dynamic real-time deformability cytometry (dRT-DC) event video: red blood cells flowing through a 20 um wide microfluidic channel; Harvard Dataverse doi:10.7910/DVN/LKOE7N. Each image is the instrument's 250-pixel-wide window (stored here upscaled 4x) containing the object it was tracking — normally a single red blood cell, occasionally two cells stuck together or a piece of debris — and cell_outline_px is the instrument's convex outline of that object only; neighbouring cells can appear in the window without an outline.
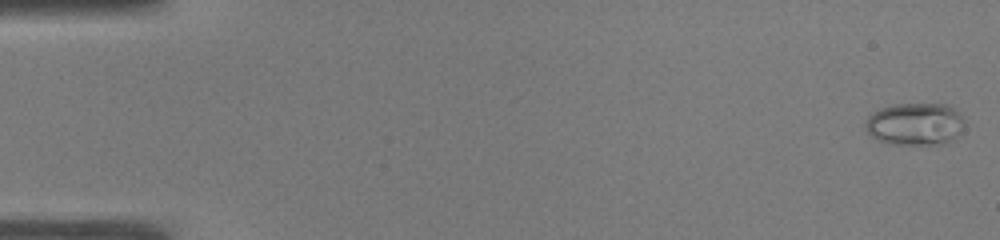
{"species": "common noctule bat (a hibernating species)", "species_latin": "Nyctalus noctula", "temperature_condition": "warm", "stored_images_in_passage": 52, "camera_frame_rate_fps": 3000, "um_per_image_px": 0.085, "animal": {"sex": "male", "body_mass_g": 19.0, "forearm_length_mm": 50.8}, "frame": {"image": 1, "passage_image": 1, "time_ms": 0.0, "image_size_px": [1000, 240], "cell_outline_px": [[964, 124], [960, 132], [944, 144], [892, 144], [880, 140], [872, 136], [864, 128], [864, 124], [868, 116], [872, 112], [880, 108], [892, 104], [948, 104], [960, 112], [964, 120]], "centroid_in_image_um": [77.77, 10.52], "position_along_channel_um": 7.2, "area_um2": 24.57}}
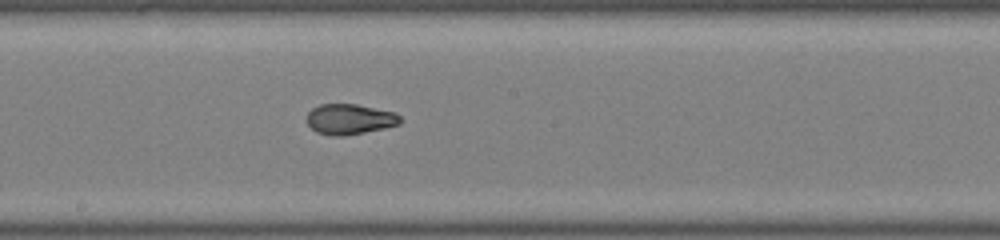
{"frame": {"image": 2, "passage_image": 29, "time_ms": 9.333, "image_size_px": [1000, 240], "cell_outline_px": [[400, 124], [384, 128], [344, 136], [332, 136], [316, 132], [308, 124], [308, 112], [312, 108], [320, 104], [356, 104], [396, 112], [400, 116]], "centroid_in_image_um": [29.73, 10.13], "position_along_channel_um": 218.5, "area_um2": 16.53}}
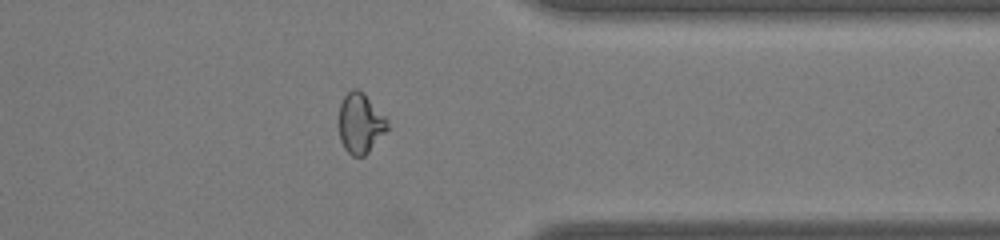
{"frame": {"image": 3, "passage_image": 42, "time_ms": 13.667, "image_size_px": [1000, 240], "cell_outline_px": [[388, 128], [368, 152], [364, 156], [352, 156], [344, 148], [340, 140], [340, 104], [344, 96], [352, 88], [356, 88], [364, 92], [388, 120]], "centroid_in_image_um": [30.63, 10.46], "position_along_channel_um": 380.8, "area_um2": 16.82}, "authors_computed_cell_mechanics": {"area_um2": 17.8891, "velocity_mm_per_s": 3.8944, "shape_relaxation_time_tau1_ms": null, "shape_relaxation_time_tau2_ms": 1.2234, "deformation_change_tau1": null, "deformation_change_tau2": 0.0626}}